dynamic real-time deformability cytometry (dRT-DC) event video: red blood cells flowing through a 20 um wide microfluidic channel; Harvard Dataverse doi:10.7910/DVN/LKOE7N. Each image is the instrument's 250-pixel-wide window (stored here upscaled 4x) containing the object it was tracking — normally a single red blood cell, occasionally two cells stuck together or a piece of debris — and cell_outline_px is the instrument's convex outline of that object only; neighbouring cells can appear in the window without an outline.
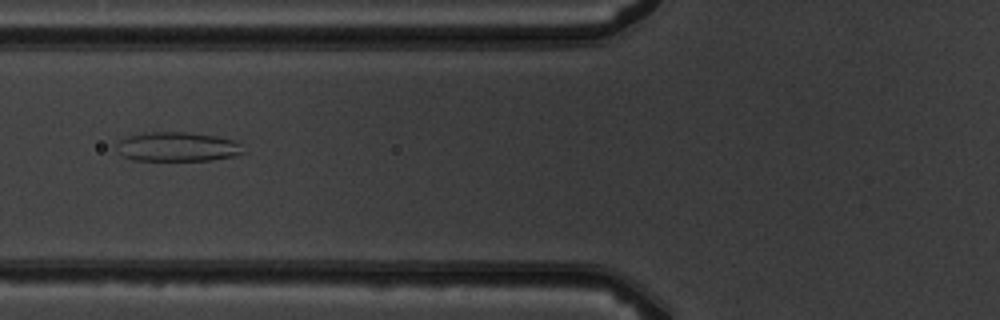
{"species": "common noctule bat (a hibernating species)", "species_latin": "Nyctalus noctula", "temperature_condition": "warm", "stored_images_in_passage": 7, "camera_frame_rate_fps": 3000, "um_per_image_px": 0.085, "animal": {"sex": "male", "body_mass_g": 19.5, "forearm_length_mm": 54.6}, "frame": {"image": 1, "passage_image": 6, "time_ms": 6.667, "image_size_px": [1000, 320], "cell_outline_px": [[248, 152], [236, 156], [212, 160], [132, 160], [124, 156], [116, 148], [116, 144], [120, 140], [128, 136], [152, 132], [188, 132], [216, 136], [236, 140]], "centroid_in_image_um": [15.16, 12.48], "position_along_channel_um": 110.6, "area_um2": 21.79}}